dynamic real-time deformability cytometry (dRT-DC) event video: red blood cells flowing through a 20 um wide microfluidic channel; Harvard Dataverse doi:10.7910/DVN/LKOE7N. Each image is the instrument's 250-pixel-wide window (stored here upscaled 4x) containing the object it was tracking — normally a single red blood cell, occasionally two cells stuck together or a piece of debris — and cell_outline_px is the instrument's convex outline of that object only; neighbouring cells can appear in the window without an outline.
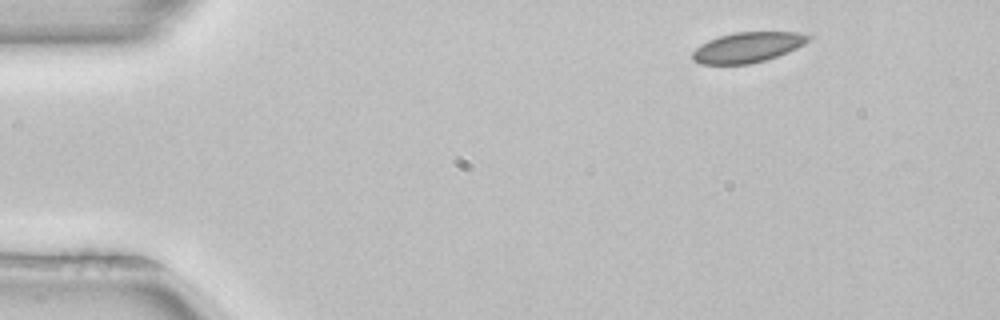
{"species": "common noctule bat (a hibernating species)", "species_latin": "Nyctalus noctula", "temperature_condition": "room temperature", "stored_images_in_passage": 4, "camera_frame_rate_fps": 3000, "um_per_image_px": 0.085, "animal": {"sex": "female", "body_mass_g": 22.7, "forearm_length_mm": 54.2}, "frame": {"image": 1, "passage_image": 1, "time_ms": 0.0, "image_size_px": [1000, 320], "cell_outline_px": [[808, 40], [804, 44], [788, 52], [764, 60], [748, 64], [700, 64], [692, 60], [692, 52], [700, 44], [708, 40], [720, 36], [736, 32], [800, 32], [808, 36]], "centroid_in_image_um": [63.49, 4.02], "position_along_channel_um": 21.5, "area_um2": 20.23}}